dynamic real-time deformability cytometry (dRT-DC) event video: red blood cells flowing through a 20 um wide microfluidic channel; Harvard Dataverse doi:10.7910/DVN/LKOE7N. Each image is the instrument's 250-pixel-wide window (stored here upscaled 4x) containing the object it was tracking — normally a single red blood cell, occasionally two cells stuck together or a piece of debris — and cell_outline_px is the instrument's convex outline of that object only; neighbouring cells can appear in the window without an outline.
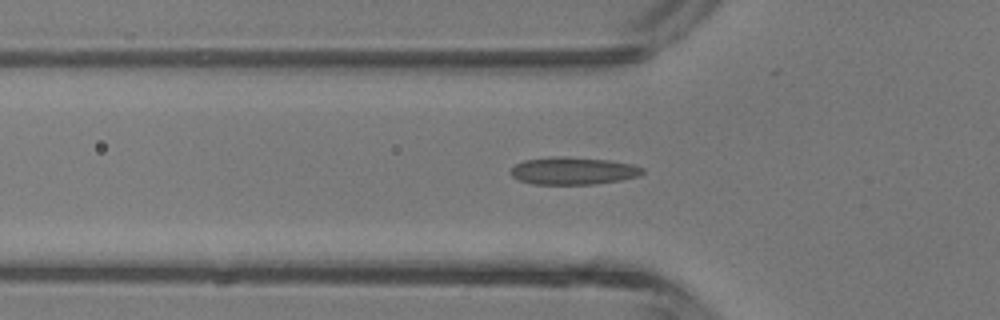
{"species": "common noctule bat (a hibernating species)", "species_latin": "Nyctalus noctula", "temperature_condition": "room temperature", "stored_images_in_passage": 31, "camera_frame_rate_fps": 3000, "um_per_image_px": 0.085, "animal": {"sex": "male", "body_mass_g": 13.3}, "frame": {"image": 1, "passage_image": 7, "time_ms": 2.0, "image_size_px": [1000, 320], "cell_outline_px": [[644, 172], [640, 176], [620, 180], [592, 184], [532, 184], [520, 180], [512, 176], [512, 168], [516, 164], [524, 160], [552, 156], [564, 156], [608, 160], [632, 164], [644, 168]], "centroid_in_image_um": [48.74, 14.51], "position_along_channel_um": 77.1, "area_um2": 21.04}}
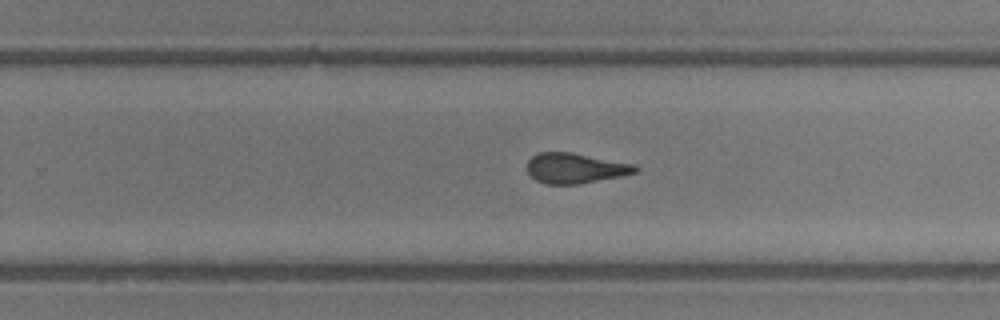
{"frame": {"image": 2, "passage_image": 20, "time_ms": 6.333, "image_size_px": [1000, 320], "cell_outline_px": [[640, 168], [636, 172], [620, 176], [580, 184], [544, 184], [536, 180], [528, 172], [528, 160], [532, 156], [540, 152], [572, 152], [636, 164]], "centroid_in_image_um": [48.92, 14.29], "position_along_channel_um": 280.9, "area_um2": 19.13}}
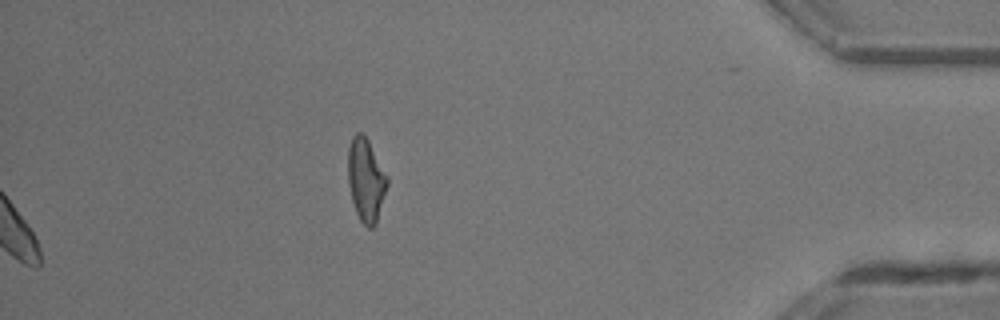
{"frame": {"image": 3, "passage_image": 31, "time_ms": 10.0, "image_size_px": [1000, 320], "cell_outline_px": [[388, 184], [376, 224], [372, 228], [368, 228], [360, 220], [356, 212], [352, 200], [348, 184], [348, 148], [352, 136], [356, 132], [360, 132], [368, 140], [388, 176]], "centroid_in_image_um": [31.1, 15.29], "position_along_channel_um": 404.1, "area_um2": 19.02}, "authors_computed_cell_mechanics": {"area_um2": 19.941, "velocity_mm_per_s": 4.6886, "shape_relaxation_time_tau1_ms": 8.4884, "shape_relaxation_time_tau2_ms": 1.6971, "deformation_change_tau1": 0.211, "deformation_change_tau2": 0.0836}}